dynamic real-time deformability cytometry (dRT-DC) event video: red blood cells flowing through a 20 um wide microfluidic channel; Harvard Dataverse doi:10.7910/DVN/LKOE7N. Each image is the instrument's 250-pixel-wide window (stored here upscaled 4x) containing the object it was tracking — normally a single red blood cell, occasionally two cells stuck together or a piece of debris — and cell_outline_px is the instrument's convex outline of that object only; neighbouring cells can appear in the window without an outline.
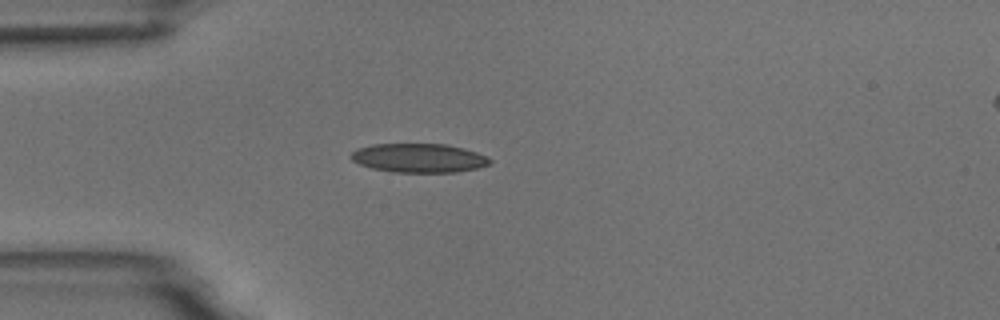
{"species": "common noctule bat (a hibernating species)", "species_latin": "Nyctalus noctula", "temperature_condition": "room temperature", "stored_images_in_passage": 1, "camera_frame_rate_fps": 3000, "um_per_image_px": 0.085, "animal": {"sex": "male", "body_mass_g": 18.8}, "frame": {"image": 1, "passage_image": 1, "time_ms": 0.0, "image_size_px": [1000, 320], "cell_outline_px": [[492, 164], [476, 168], [456, 172], [392, 172], [372, 168], [360, 164], [352, 160], [348, 156], [356, 148], [372, 144], [448, 144], [464, 148], [488, 156], [492, 160]], "centroid_in_image_um": [35.61, 13.42], "position_along_channel_um": 49.4, "area_um2": 23.64}}